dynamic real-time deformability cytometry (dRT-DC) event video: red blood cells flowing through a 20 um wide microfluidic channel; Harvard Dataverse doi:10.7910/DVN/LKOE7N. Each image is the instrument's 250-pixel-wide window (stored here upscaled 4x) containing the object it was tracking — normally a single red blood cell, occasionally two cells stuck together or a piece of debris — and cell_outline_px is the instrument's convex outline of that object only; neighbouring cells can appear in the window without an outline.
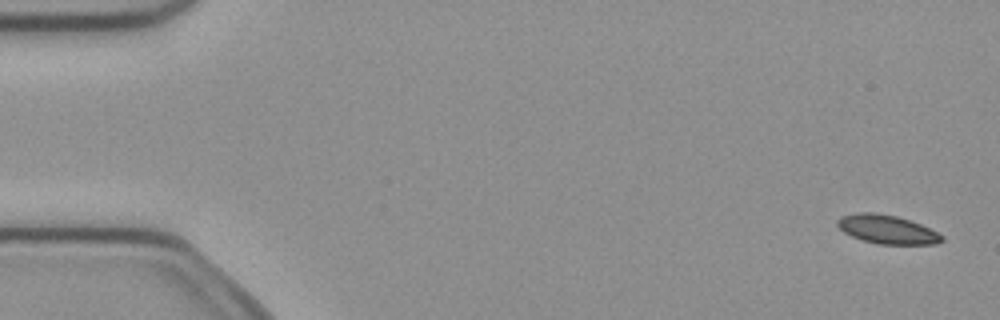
{"species": "common noctule bat (a hibernating species)", "species_latin": "Nyctalus noctula", "temperature_condition": "cold", "stored_images_in_passage": 7, "camera_frame_rate_fps": 3000, "um_per_image_px": 0.085, "animal": {"sex": "female", "body_mass_g": 21.9}, "frame": {"image": 1, "passage_image": 1, "time_ms": 0.0, "image_size_px": [1000, 320], "cell_outline_px": [[944, 240], [936, 244], [876, 244], [852, 236], [844, 232], [836, 224], [836, 220], [840, 216], [856, 212], [876, 212], [896, 216], [920, 224], [944, 236]], "centroid_in_image_um": [75.37, 19.49], "position_along_channel_um": 9.6, "area_um2": 17.46}}
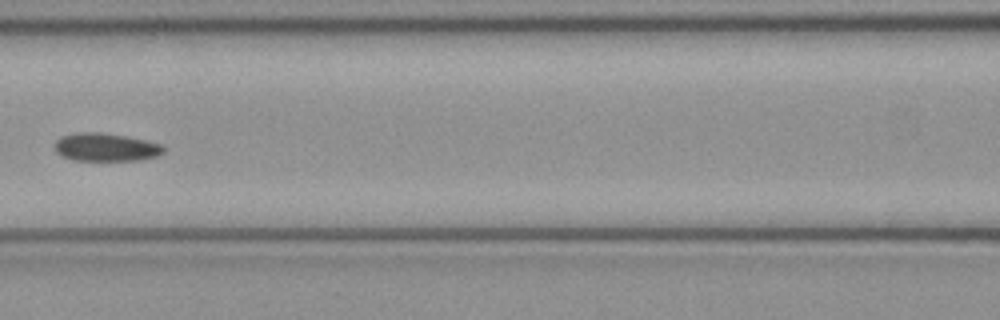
{"frame": {"image": 2, "passage_image": 6, "time_ms": 1.667, "image_size_px": [1000, 320], "cell_outline_px": [[164, 152], [156, 156], [140, 160], [72, 160], [60, 156], [56, 152], [56, 140], [60, 136], [76, 132], [100, 132], [124, 136], [164, 144]], "centroid_in_image_um": [8.97, 12.51], "position_along_channel_um": 157.6, "area_um2": 17.86}}
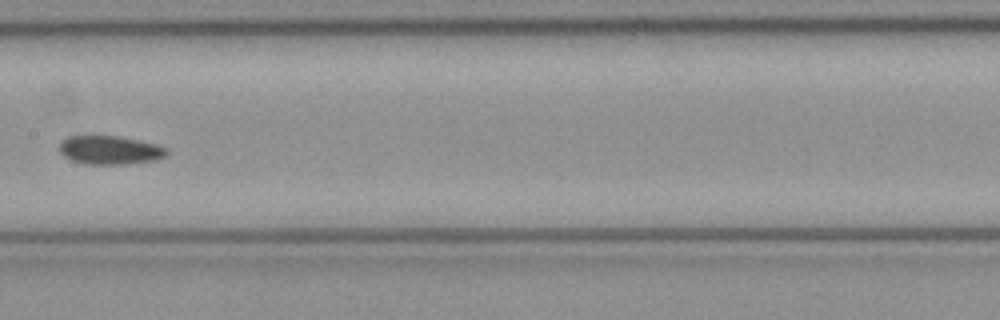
{"frame": {"image": 3, "passage_image": 7, "time_ms": 2.0, "image_size_px": [1000, 320], "cell_outline_px": [[168, 152], [164, 156], [156, 160], [124, 164], [84, 164], [72, 160], [64, 156], [56, 148], [60, 140], [68, 136], [116, 136], [156, 144], [168, 148]], "centroid_in_image_um": [9.28, 12.75], "position_along_channel_um": 198.1, "area_um2": 17.98}}